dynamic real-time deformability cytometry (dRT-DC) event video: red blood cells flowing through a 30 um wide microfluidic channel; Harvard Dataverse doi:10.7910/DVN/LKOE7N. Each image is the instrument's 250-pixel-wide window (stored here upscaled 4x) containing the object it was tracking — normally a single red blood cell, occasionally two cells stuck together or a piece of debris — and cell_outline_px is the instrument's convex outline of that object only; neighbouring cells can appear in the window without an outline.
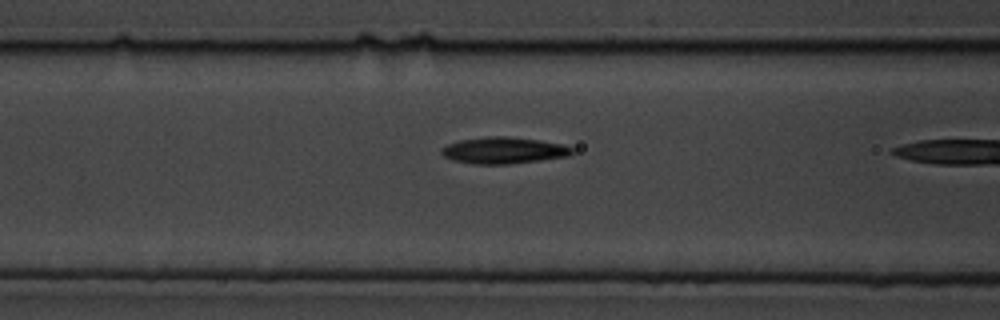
{"species": "common noctule bat (a hibernating species)", "species_latin": "Nyctalus noctula", "temperature_condition": "cold", "stored_images_in_passage": 22, "camera_frame_rate_fps": 3000, "um_per_image_px": 0.085, "animal": {"sex": "male", "body_mass_g": 19.5, "forearm_length_mm": 54.6}, "frame": {"image": 1, "passage_image": 20, "time_ms": 6.333, "image_size_px": [1000, 320], "cell_outline_px": [[572, 156], [508, 164], [472, 164], [452, 160], [444, 156], [440, 152], [440, 148], [448, 144], [460, 140], [488, 136], [508, 136], [540, 140], [564, 144], [572, 148]], "centroid_in_image_um": [42.81, 12.78], "position_along_channel_um": 123.8, "area_um2": 20.35}}